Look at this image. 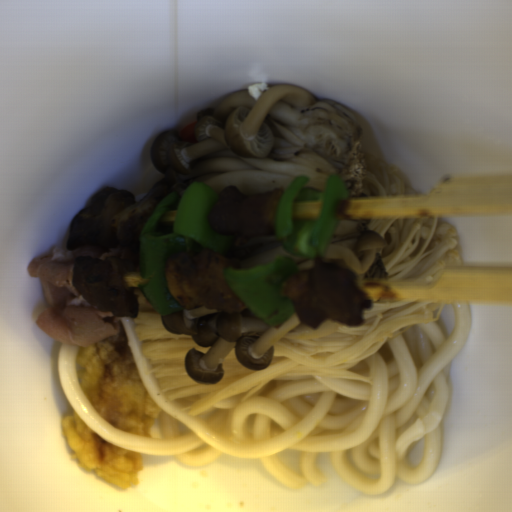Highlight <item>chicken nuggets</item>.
<instances>
[{
    "label": "chicken nuggets",
    "instance_id": "obj_1",
    "mask_svg": "<svg viewBox=\"0 0 512 512\" xmlns=\"http://www.w3.org/2000/svg\"><path fill=\"white\" fill-rule=\"evenodd\" d=\"M358 277L345 262L324 260L294 274L284 294L293 303L298 319L310 330H317L325 320L359 327L364 324V310H371L373 303L359 287Z\"/></svg>",
    "mask_w": 512,
    "mask_h": 512
},
{
    "label": "chicken nuggets",
    "instance_id": "obj_2",
    "mask_svg": "<svg viewBox=\"0 0 512 512\" xmlns=\"http://www.w3.org/2000/svg\"><path fill=\"white\" fill-rule=\"evenodd\" d=\"M162 200H136L128 190L104 187L70 222L65 251L97 245L106 249L140 243L142 230Z\"/></svg>",
    "mask_w": 512,
    "mask_h": 512
},
{
    "label": "chicken nuggets",
    "instance_id": "obj_3",
    "mask_svg": "<svg viewBox=\"0 0 512 512\" xmlns=\"http://www.w3.org/2000/svg\"><path fill=\"white\" fill-rule=\"evenodd\" d=\"M233 264L221 253L188 250L173 254L165 265L164 277L171 295L183 310L214 309L221 313H242L245 304L228 283L225 271Z\"/></svg>",
    "mask_w": 512,
    "mask_h": 512
},
{
    "label": "chicken nuggets",
    "instance_id": "obj_4",
    "mask_svg": "<svg viewBox=\"0 0 512 512\" xmlns=\"http://www.w3.org/2000/svg\"><path fill=\"white\" fill-rule=\"evenodd\" d=\"M131 269L129 263L116 257H75L71 270L72 286L100 312L136 319L137 296L124 282Z\"/></svg>",
    "mask_w": 512,
    "mask_h": 512
},
{
    "label": "chicken nuggets",
    "instance_id": "obj_5",
    "mask_svg": "<svg viewBox=\"0 0 512 512\" xmlns=\"http://www.w3.org/2000/svg\"><path fill=\"white\" fill-rule=\"evenodd\" d=\"M282 189L245 195L237 186L225 187L208 214V225L218 235L253 237L276 233L275 221Z\"/></svg>",
    "mask_w": 512,
    "mask_h": 512
}]
</instances>
